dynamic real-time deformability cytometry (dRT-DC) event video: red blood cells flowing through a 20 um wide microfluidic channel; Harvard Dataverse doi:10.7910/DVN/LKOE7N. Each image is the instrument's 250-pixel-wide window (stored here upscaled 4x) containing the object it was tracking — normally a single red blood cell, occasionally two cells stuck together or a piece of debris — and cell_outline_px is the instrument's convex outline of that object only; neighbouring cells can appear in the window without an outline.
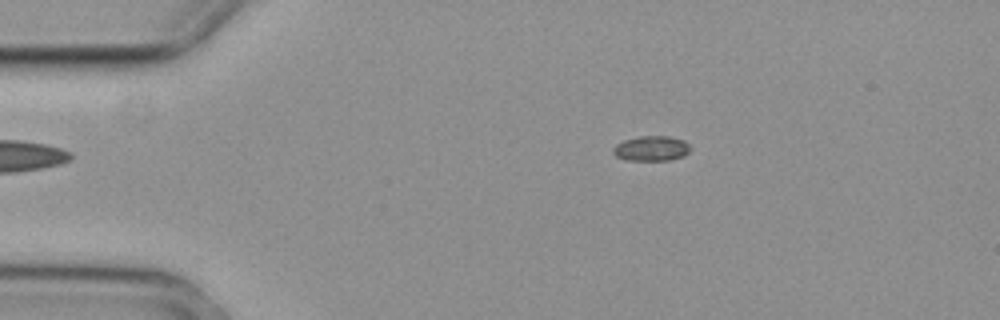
{"species": "common noctule bat (a hibernating species)", "species_latin": "Nyctalus noctula", "temperature_condition": "cold", "stored_images_in_passage": 6, "camera_frame_rate_fps": 3000, "um_per_image_px": 0.085, "animal": {"sex": "female", "body_mass_g": 29.2, "forearm_length_mm": 56.3}, "frame": {"image": 1, "passage_image": 2, "time_ms": 0.333, "image_size_px": [1000, 320], "cell_outline_px": [[692, 148], [684, 156], [668, 160], [624, 160], [616, 156], [612, 152], [612, 148], [616, 144], [624, 140], [640, 136], [668, 136], [684, 140]], "centroid_in_image_um": [55.36, 12.62], "position_along_channel_um": 29.6, "area_um2": 11.33}}
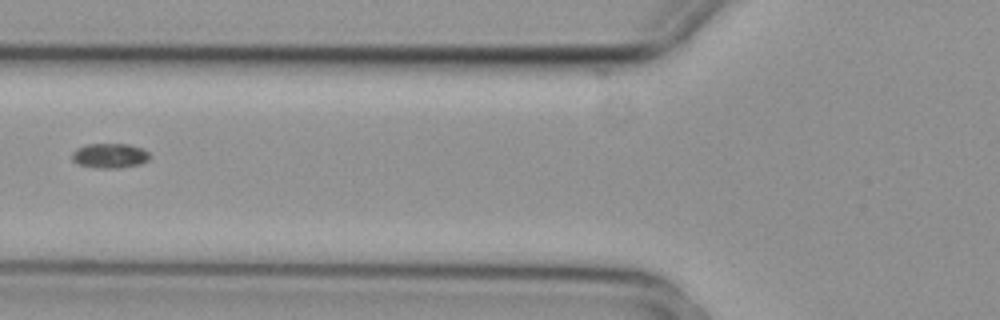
{"frame": {"image": 2, "passage_image": 5, "time_ms": 1.333, "image_size_px": [1000, 320], "cell_outline_px": [[152, 156], [148, 160], [140, 164], [120, 168], [96, 168], [76, 164], [72, 160], [72, 152], [76, 148], [88, 144], [128, 144], [144, 148]], "centroid_in_image_um": [9.34, 13.23], "position_along_channel_um": 116.5, "area_um2": 11.44}}
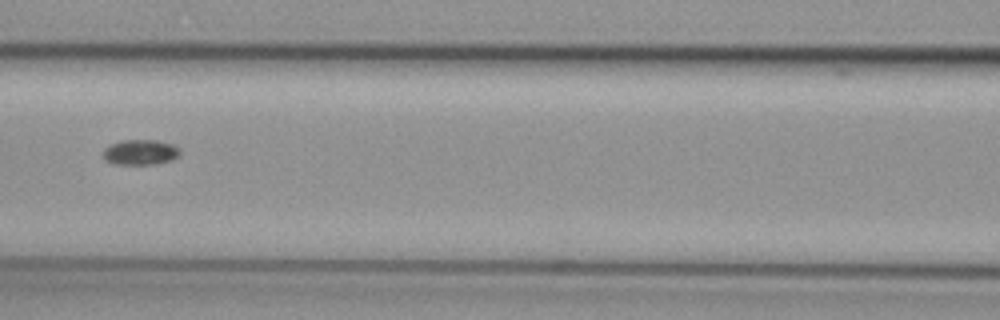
{"frame": {"image": 3, "passage_image": 6, "time_ms": 1.667, "image_size_px": [1000, 320], "cell_outline_px": [[180, 152], [172, 160], [156, 164], [112, 164], [104, 160], [104, 148], [120, 140], [156, 140], [172, 144], [180, 148]], "centroid_in_image_um": [11.92, 12.94], "position_along_channel_um": 154.7, "area_um2": 11.33}}